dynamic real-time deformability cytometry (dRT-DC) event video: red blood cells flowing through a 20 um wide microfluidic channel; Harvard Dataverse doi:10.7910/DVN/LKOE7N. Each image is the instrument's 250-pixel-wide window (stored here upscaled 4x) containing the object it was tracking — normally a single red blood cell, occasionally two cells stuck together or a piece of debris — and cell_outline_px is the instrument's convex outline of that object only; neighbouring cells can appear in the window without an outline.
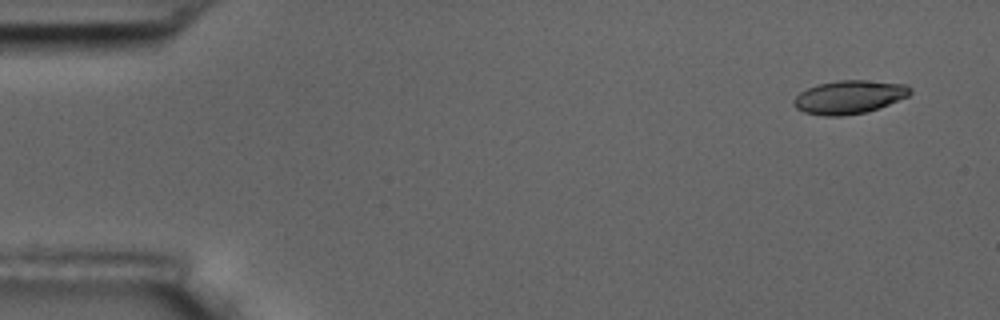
{"species": "common noctule bat (a hibernating species)", "species_latin": "Nyctalus noctula", "temperature_condition": "room temperature", "stored_images_in_passage": 6, "camera_frame_rate_fps": 3000, "um_per_image_px": 0.085, "animal": {"sex": "male", "body_mass_g": 17.5, "forearm_length_mm": 52.3}, "frame": {"image": 1, "passage_image": 1, "time_ms": 0.0, "image_size_px": [1000, 320], "cell_outline_px": [[912, 92], [908, 96], [888, 104], [864, 112], [840, 116], [824, 116], [804, 112], [796, 108], [792, 104], [792, 100], [800, 92], [816, 84], [836, 80], [864, 80], [908, 84], [912, 88]], "centroid_in_image_um": [72.16, 8.23], "position_along_channel_um": 12.8, "area_um2": 22.66}}